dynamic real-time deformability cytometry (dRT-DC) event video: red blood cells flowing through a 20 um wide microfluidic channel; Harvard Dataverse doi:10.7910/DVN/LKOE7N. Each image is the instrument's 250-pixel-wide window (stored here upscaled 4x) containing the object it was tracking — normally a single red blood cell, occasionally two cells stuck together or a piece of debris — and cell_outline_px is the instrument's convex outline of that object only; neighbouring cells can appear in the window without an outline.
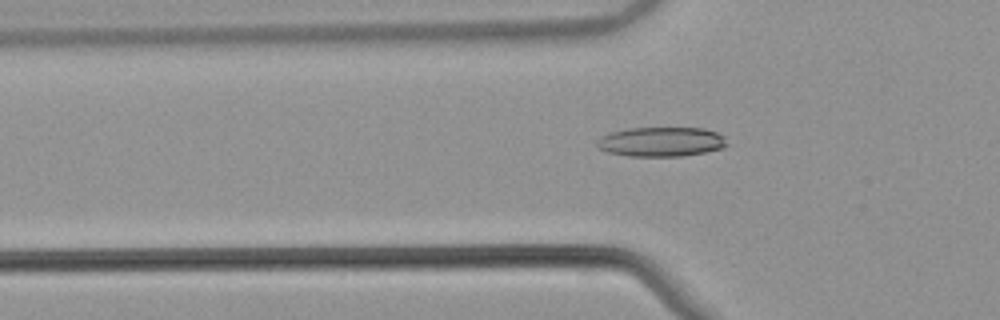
{"species": "common noctule bat (a hibernating species)", "species_latin": "Nyctalus noctula", "temperature_condition": "warm", "stored_images_in_passage": 51, "camera_frame_rate_fps": 3000, "um_per_image_px": 0.085, "animal": {"sex": "male", "body_mass_g": 21.5, "forearm_length_mm": 52.0}, "frame": {"image": 1, "passage_image": 16, "time_ms": 5.0, "image_size_px": [1000, 320], "cell_outline_px": [[728, 144], [724, 148], [704, 152], [680, 156], [628, 156], [608, 152], [600, 148], [596, 144], [596, 140], [600, 136], [612, 132], [628, 128], [704, 128], [716, 132], [724, 136]], "centroid_in_image_um": [56.21, 12.04], "position_along_channel_um": 69.6, "area_um2": 22.37}}
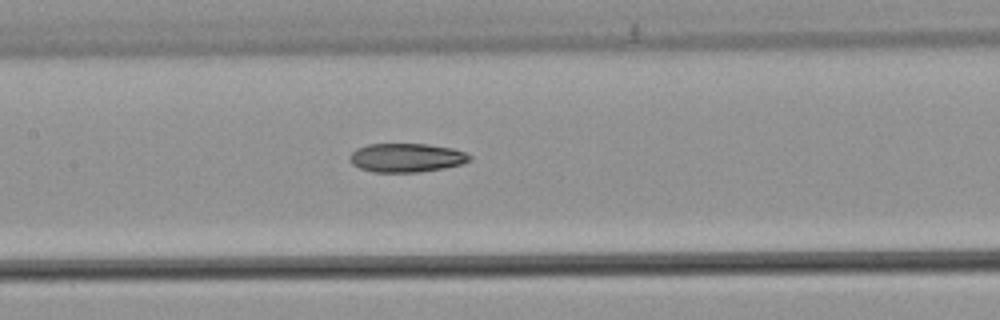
{"frame": {"image": 2, "passage_image": 24, "time_ms": 7.667, "image_size_px": [1000, 320], "cell_outline_px": [[472, 156], [468, 160], [460, 164], [440, 168], [416, 172], [372, 172], [360, 168], [352, 164], [348, 160], [352, 152], [356, 148], [368, 144], [428, 144], [452, 148], [464, 152]], "centroid_in_image_um": [34.48, 13.39], "position_along_channel_um": 172.9, "area_um2": 19.94}}
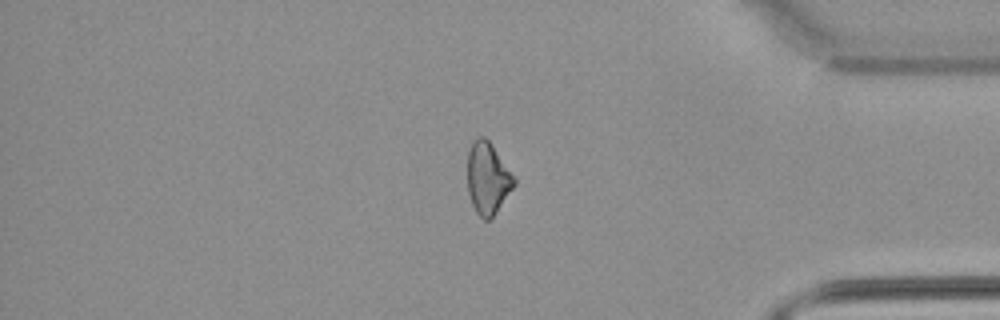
{"frame": {"image": 3, "passage_image": 43, "time_ms": 14.0, "image_size_px": [1000, 320], "cell_outline_px": [[516, 184], [496, 212], [488, 220], [484, 220], [476, 212], [472, 204], [468, 192], [468, 152], [472, 140], [480, 136], [484, 136], [492, 144], [516, 180]], "centroid_in_image_um": [41.44, 15.14], "position_along_channel_um": 393.8, "area_um2": 19.36}}